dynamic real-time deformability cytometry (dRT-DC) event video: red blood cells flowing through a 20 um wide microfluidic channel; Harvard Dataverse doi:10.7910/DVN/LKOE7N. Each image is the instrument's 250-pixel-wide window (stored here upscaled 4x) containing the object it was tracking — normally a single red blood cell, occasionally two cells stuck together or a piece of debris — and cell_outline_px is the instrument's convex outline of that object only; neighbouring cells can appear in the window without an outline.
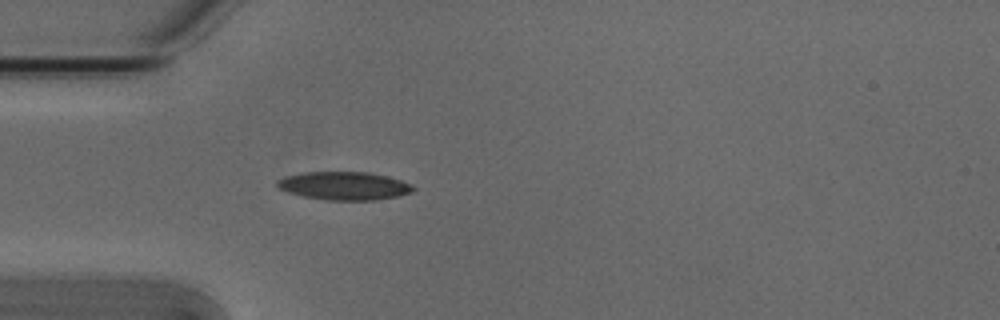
{"species": "Egyptian fruit bat (a non-hibernating species)", "species_latin": "Rousettus aegyptiacus", "temperature_condition": "cold", "stored_images_in_passage": 1, "camera_frame_rate_fps": 3000, "um_per_image_px": 0.085, "animal": {"sex": "male"}, "frame": {"image": 1, "passage_image": 1, "time_ms": 0.0, "image_size_px": [1000, 320], "cell_outline_px": [[416, 188], [412, 192], [400, 196], [376, 200], [328, 200], [300, 196], [288, 192], [280, 188], [276, 184], [276, 180], [284, 176], [304, 172], [368, 172], [388, 176], [400, 180]], "centroid_in_image_um": [29.24, 15.8], "position_along_channel_um": 55.8, "area_um2": 22.43}}